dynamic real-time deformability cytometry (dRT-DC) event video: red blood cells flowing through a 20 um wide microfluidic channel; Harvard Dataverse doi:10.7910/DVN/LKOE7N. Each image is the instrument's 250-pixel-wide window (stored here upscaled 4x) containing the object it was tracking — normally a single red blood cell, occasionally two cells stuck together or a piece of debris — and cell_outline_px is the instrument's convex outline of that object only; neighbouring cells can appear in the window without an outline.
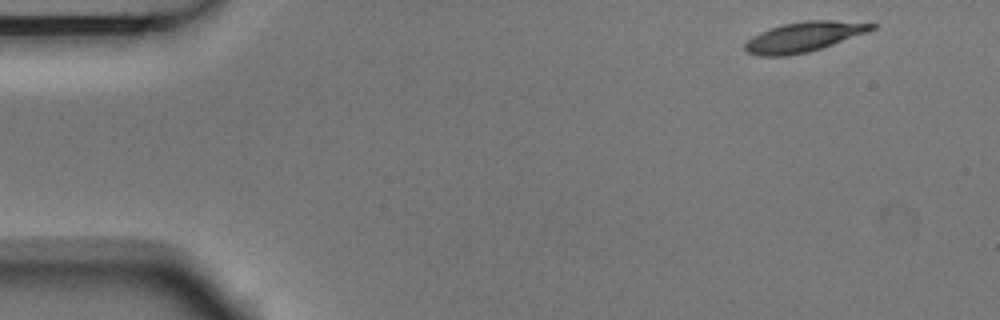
{"species": "Egyptian fruit bat (a non-hibernating species)", "species_latin": "Rousettus aegyptiacus", "temperature_condition": "room temperature", "stored_images_in_passage": 4, "camera_frame_rate_fps": 3000, "um_per_image_px": 0.085, "animal": {"sex": "male"}, "frame": {"image": 1, "passage_image": 1, "time_ms": 0.0, "image_size_px": [1000, 320], "cell_outline_px": [[876, 28], [868, 32], [808, 52], [788, 56], [760, 56], [748, 52], [744, 48], [744, 44], [752, 36], [760, 32], [784, 24], [804, 20], [832, 20], [876, 24]], "centroid_in_image_um": [68.31, 3.13], "position_along_channel_um": 16.7, "area_um2": 21.85}}
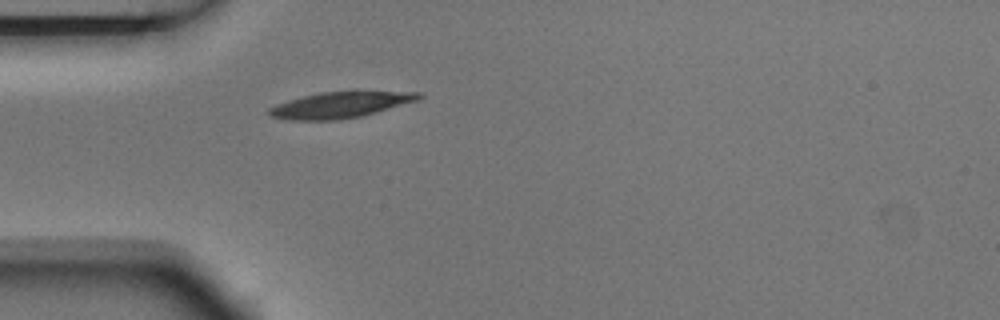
{"frame": {"image": 2, "passage_image": 4, "time_ms": 1.0, "image_size_px": [1000, 320], "cell_outline_px": [[424, 96], [420, 100], [364, 116], [340, 120], [288, 120], [268, 116], [268, 108], [276, 104], [288, 100], [320, 92], [352, 88], [424, 92]], "centroid_in_image_um": [29.07, 8.86], "position_along_channel_um": 55.9, "area_um2": 24.33}}